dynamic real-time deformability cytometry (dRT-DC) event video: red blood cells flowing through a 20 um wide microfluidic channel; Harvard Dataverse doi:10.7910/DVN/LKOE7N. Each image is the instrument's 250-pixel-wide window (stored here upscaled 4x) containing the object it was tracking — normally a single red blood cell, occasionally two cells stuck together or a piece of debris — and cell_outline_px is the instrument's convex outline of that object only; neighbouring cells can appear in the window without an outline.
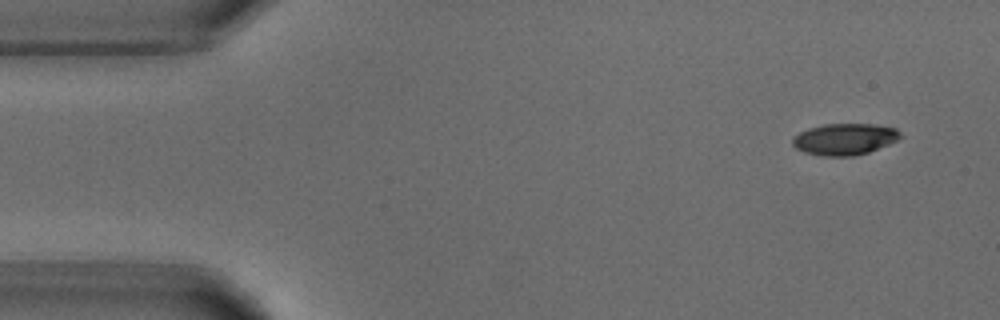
{"species": "common noctule bat (a hibernating species)", "species_latin": "Nyctalus noctula", "temperature_condition": "warm", "stored_images_in_passage": 4, "camera_frame_rate_fps": 3000, "um_per_image_px": 0.085, "animal": {"sex": "male", "body_mass_g": 18.8}, "frame": {"image": 1, "passage_image": 1, "time_ms": 0.0, "image_size_px": [1000, 320], "cell_outline_px": [[904, 136], [888, 144], [868, 152], [852, 156], [820, 156], [804, 152], [796, 148], [792, 144], [792, 140], [800, 132], [808, 128], [824, 124], [872, 124], [896, 128]], "centroid_in_image_um": [71.79, 11.83], "position_along_channel_um": 13.2, "area_um2": 19.71}}
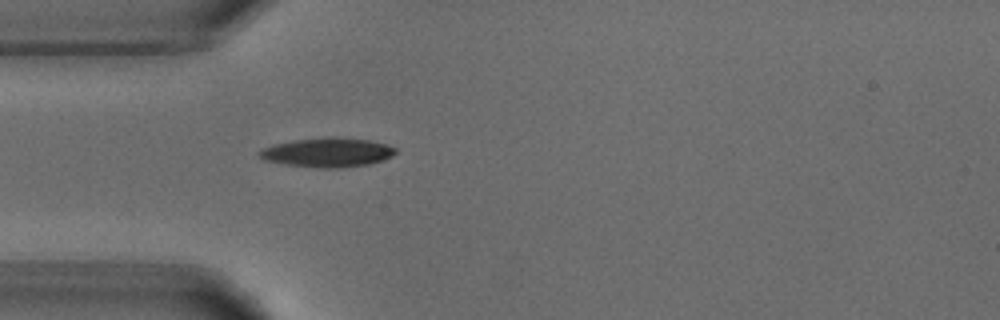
{"frame": {"image": 2, "passage_image": 4, "time_ms": 3.667, "image_size_px": [1000, 320], "cell_outline_px": [[396, 152], [392, 156], [384, 160], [368, 164], [340, 168], [320, 168], [284, 164], [264, 160], [256, 152], [260, 148], [272, 144], [292, 140], [324, 136], [332, 136], [368, 140], [388, 144], [396, 148]], "centroid_in_image_um": [27.8, 12.94], "position_along_channel_um": 57.2, "area_um2": 23.64}}